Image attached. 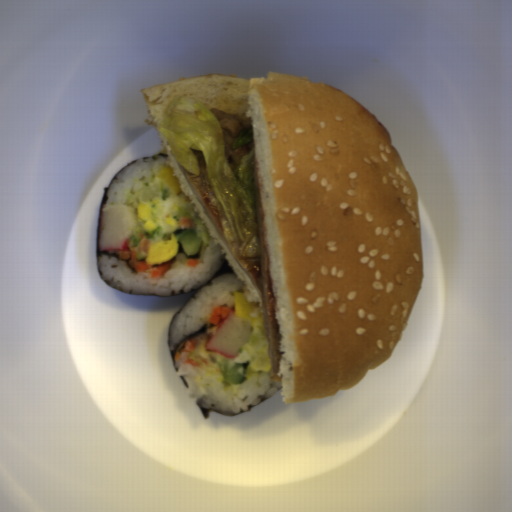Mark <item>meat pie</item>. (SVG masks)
<instances>
[{
  "mask_svg": "<svg viewBox=\"0 0 512 512\" xmlns=\"http://www.w3.org/2000/svg\"><path fill=\"white\" fill-rule=\"evenodd\" d=\"M199 175L184 168L185 178L200 202L219 238L238 266L262 293L263 277L255 256H241L242 242H238L231 231L225 212L207 180L206 165L197 161Z\"/></svg>",
  "mask_w": 512,
  "mask_h": 512,
  "instance_id": "obj_1",
  "label": "meat pie"
},
{
  "mask_svg": "<svg viewBox=\"0 0 512 512\" xmlns=\"http://www.w3.org/2000/svg\"><path fill=\"white\" fill-rule=\"evenodd\" d=\"M209 110L217 118L222 129L226 162L233 171L240 163H242L241 157L248 154L255 145L253 137L252 141L240 147L235 149H232L231 147L241 131L253 126L252 118L248 117L245 114L246 112L239 115L238 113H224L214 108Z\"/></svg>",
  "mask_w": 512,
  "mask_h": 512,
  "instance_id": "obj_3",
  "label": "meat pie"
},
{
  "mask_svg": "<svg viewBox=\"0 0 512 512\" xmlns=\"http://www.w3.org/2000/svg\"><path fill=\"white\" fill-rule=\"evenodd\" d=\"M255 194L258 214L260 249H261V269H262V286L261 294L263 300V313H264V326L265 336L270 360V379L279 382L282 375H278L281 363L282 354L285 351H280L279 340L281 334L279 333V322L275 315L276 296L271 280L268 248L266 240L264 212L262 203V190L261 179L256 162L255 175Z\"/></svg>",
  "mask_w": 512,
  "mask_h": 512,
  "instance_id": "obj_2",
  "label": "meat pie"
}]
</instances>
